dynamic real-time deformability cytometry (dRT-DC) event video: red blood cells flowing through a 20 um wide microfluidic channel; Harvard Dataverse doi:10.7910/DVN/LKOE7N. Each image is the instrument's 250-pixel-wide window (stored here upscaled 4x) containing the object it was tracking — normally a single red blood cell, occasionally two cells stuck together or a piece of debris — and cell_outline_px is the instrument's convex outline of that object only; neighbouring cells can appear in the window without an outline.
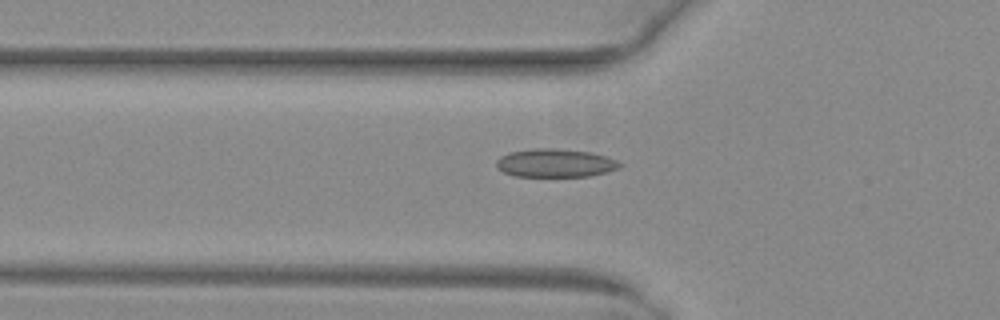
{"species": "common noctule bat (a hibernating species)", "species_latin": "Nyctalus noctula", "temperature_condition": "warm", "stored_images_in_passage": 11, "camera_frame_rate_fps": 3000, "um_per_image_px": 0.085, "animal": {"sex": "female", "body_mass_g": 29.2, "forearm_length_mm": 56.3}, "frame": {"image": 1, "passage_image": 6, "time_ms": 1.667, "image_size_px": [1000, 320], "cell_outline_px": [[624, 164], [620, 168], [588, 176], [512, 176], [496, 168], [496, 160], [500, 156], [508, 152], [536, 148], [552, 148], [592, 152], [616, 160]], "centroid_in_image_um": [47.16, 13.85], "position_along_channel_um": 78.6, "area_um2": 20.4}}
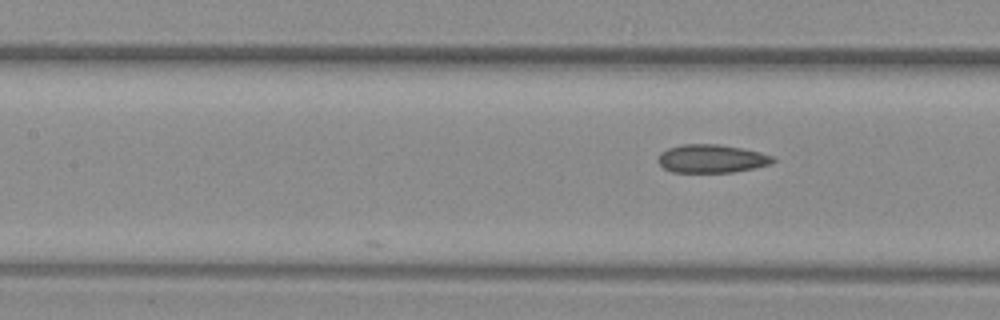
{"frame": {"image": 2, "passage_image": 11, "time_ms": 3.333, "image_size_px": [1000, 320], "cell_outline_px": [[776, 160], [772, 164], [732, 172], [672, 172], [664, 168], [656, 160], [660, 152], [668, 148], [680, 144], [720, 144], [760, 152], [772, 156]], "centroid_in_image_um": [60.45, 13.48], "position_along_channel_um": 146.9, "area_um2": 18.96}}